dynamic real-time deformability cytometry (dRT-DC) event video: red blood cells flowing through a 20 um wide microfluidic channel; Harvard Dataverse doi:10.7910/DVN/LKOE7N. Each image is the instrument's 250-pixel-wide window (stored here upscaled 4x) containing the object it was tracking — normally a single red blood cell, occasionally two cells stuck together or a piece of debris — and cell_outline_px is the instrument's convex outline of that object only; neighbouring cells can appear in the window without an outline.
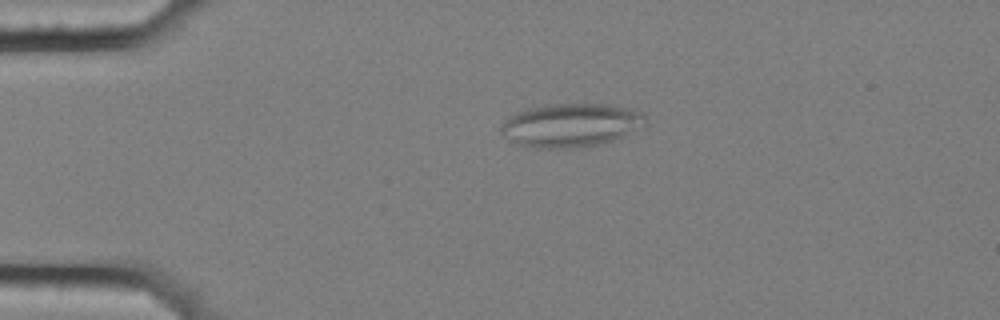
{"species": "common noctule bat (a hibernating species)", "species_latin": "Nyctalus noctula", "temperature_condition": "cold", "stored_images_in_passage": 57, "segment_of_instrument_passage": [1, 2], "camera_frame_rate_fps": 3000, "um_per_image_px": 0.085, "animal": {"sex": "female", "body_mass_g": 25.1}, "frame": {"image": 1, "passage_image": 13, "time_ms": 4.0, "image_size_px": [1000, 320], "cell_outline_px": [[648, 124], [644, 128], [612, 140], [596, 144], [572, 148], [536, 148], [516, 144], [504, 136], [500, 132], [500, 128], [508, 116], [524, 108], [548, 104], [608, 104], [628, 108], [644, 112]], "centroid_in_image_um": [48.54, 10.63], "position_along_channel_um": 36.5, "area_um2": 37.05}}